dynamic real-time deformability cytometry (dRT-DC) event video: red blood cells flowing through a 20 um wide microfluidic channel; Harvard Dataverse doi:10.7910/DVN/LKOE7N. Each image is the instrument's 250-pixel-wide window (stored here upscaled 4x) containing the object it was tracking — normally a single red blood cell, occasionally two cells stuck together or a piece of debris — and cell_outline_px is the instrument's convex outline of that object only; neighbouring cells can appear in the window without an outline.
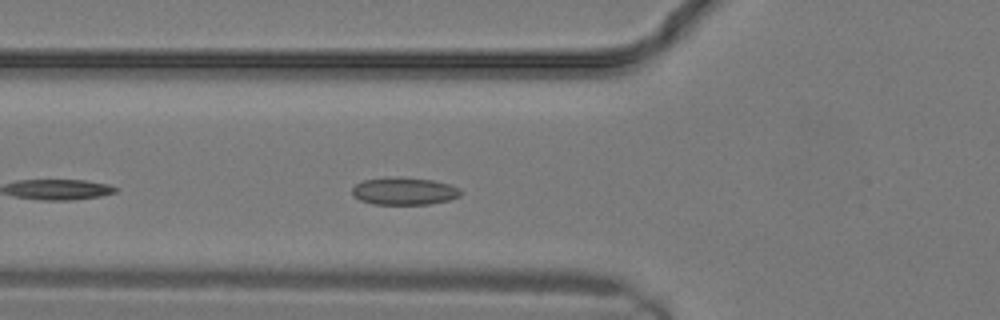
{"species": "common noctule bat (a hibernating species)", "species_latin": "Nyctalus noctula", "temperature_condition": "warm", "stored_images_in_passage": 12, "camera_frame_rate_fps": 3000, "um_per_image_px": 0.085, "animal": {"sex": "male", "body_mass_g": 19.2, "forearm_length_mm": 51.8}, "frame": {"image": 1, "passage_image": 7, "time_ms": 2.0, "image_size_px": [1000, 320], "cell_outline_px": [[464, 192], [460, 196], [448, 200], [428, 204], [372, 204], [360, 200], [352, 196], [352, 188], [356, 184], [364, 180], [384, 176], [400, 176], [432, 180], [448, 184], [460, 188]], "centroid_in_image_um": [34.34, 16.23], "position_along_channel_um": 91.5, "area_um2": 17.69}}
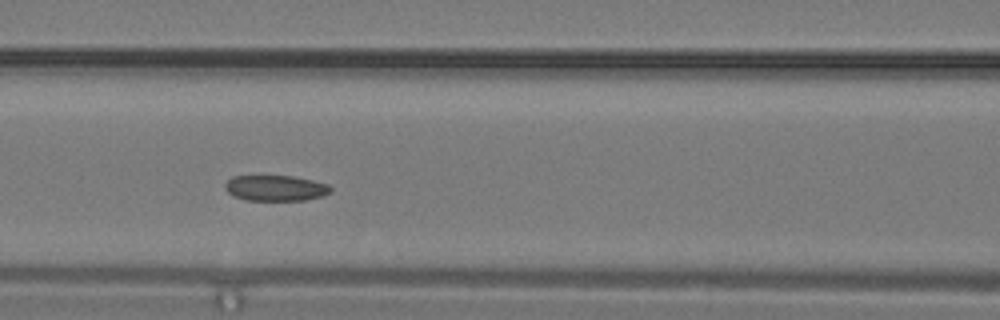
{"frame": {"image": 2, "passage_image": 9, "time_ms": 2.667, "image_size_px": [1000, 320], "cell_outline_px": [[332, 192], [320, 196], [304, 200], [244, 200], [232, 196], [224, 188], [224, 184], [232, 176], [296, 176], [328, 184], [332, 188]], "centroid_in_image_um": [23.4, 15.98], "position_along_channel_um": 143.2, "area_um2": 15.9}}
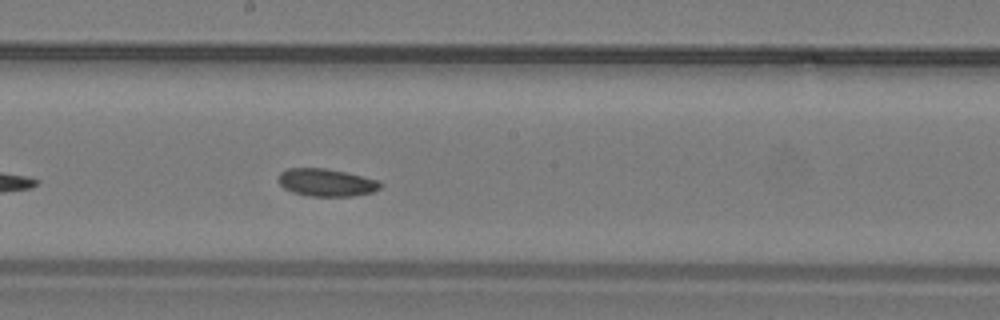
{"frame": {"image": 3, "passage_image": 12, "time_ms": 3.667, "image_size_px": [1000, 320], "cell_outline_px": [[384, 184], [380, 188], [372, 192], [352, 196], [308, 196], [292, 192], [284, 188], [280, 184], [280, 172], [288, 168], [324, 168], [344, 172], [380, 180]], "centroid_in_image_um": [27.77, 15.52], "position_along_channel_um": 220.4, "area_um2": 16.36}}